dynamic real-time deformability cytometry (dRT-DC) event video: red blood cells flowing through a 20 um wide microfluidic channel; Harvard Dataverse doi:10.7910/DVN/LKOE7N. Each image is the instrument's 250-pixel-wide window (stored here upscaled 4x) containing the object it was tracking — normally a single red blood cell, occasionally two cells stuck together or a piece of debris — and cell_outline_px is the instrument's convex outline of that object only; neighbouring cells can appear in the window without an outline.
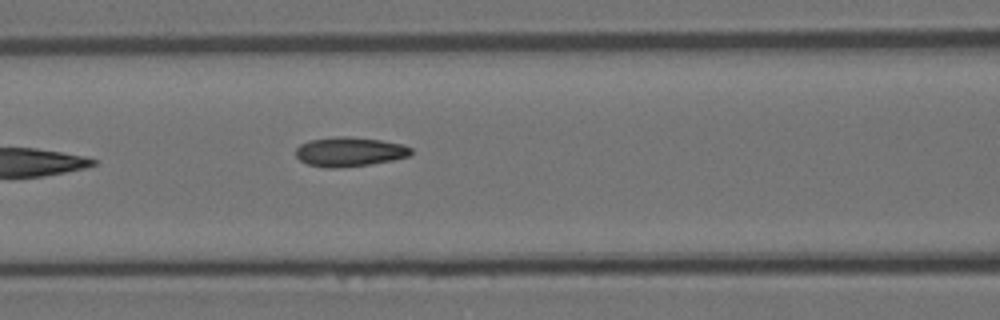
{"species": "Egyptian fruit bat (a non-hibernating species)", "species_latin": "Rousettus aegyptiacus", "temperature_condition": "room temperature", "stored_images_in_passage": 3, "camera_frame_rate_fps": 3000, "um_per_image_px": 0.085, "animal": {"sex": "female"}, "frame": {"image": 1, "passage_image": 3, "time_ms": 0.667, "image_size_px": [1000, 320], "cell_outline_px": [[412, 152], [408, 156], [392, 160], [372, 164], [336, 168], [324, 168], [308, 164], [300, 160], [296, 156], [296, 148], [300, 144], [308, 140], [336, 136], [348, 136], [380, 140], [404, 144], [412, 148]], "centroid_in_image_um": [29.69, 12.89], "position_along_channel_um": 136.9, "area_um2": 19.88}}